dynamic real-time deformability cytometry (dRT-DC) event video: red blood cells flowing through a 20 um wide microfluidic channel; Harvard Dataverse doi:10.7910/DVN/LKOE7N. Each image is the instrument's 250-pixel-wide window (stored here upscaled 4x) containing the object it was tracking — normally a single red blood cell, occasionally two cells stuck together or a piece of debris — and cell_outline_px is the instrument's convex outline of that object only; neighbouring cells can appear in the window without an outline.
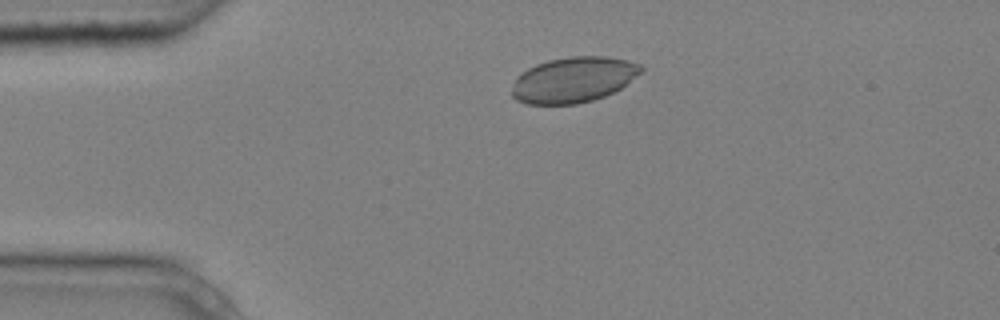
{"species": "common noctule bat (a hibernating species)", "species_latin": "Nyctalus noctula", "temperature_condition": "cold", "stored_images_in_passage": 2, "camera_frame_rate_fps": 3000, "um_per_image_px": 0.085, "animal": {"sex": "male", "body_mass_g": 20.4}, "frame": {"image": 1, "passage_image": 1, "time_ms": 0.0, "image_size_px": [1000, 320], "cell_outline_px": [[644, 72], [620, 88], [604, 96], [592, 100], [576, 104], [524, 104], [516, 100], [512, 96], [512, 88], [516, 76], [520, 72], [536, 64], [548, 60], [572, 56], [608, 56], [628, 60], [640, 64], [644, 68]], "centroid_in_image_um": [48.74, 6.77], "position_along_channel_um": 36.3, "area_um2": 34.56}}